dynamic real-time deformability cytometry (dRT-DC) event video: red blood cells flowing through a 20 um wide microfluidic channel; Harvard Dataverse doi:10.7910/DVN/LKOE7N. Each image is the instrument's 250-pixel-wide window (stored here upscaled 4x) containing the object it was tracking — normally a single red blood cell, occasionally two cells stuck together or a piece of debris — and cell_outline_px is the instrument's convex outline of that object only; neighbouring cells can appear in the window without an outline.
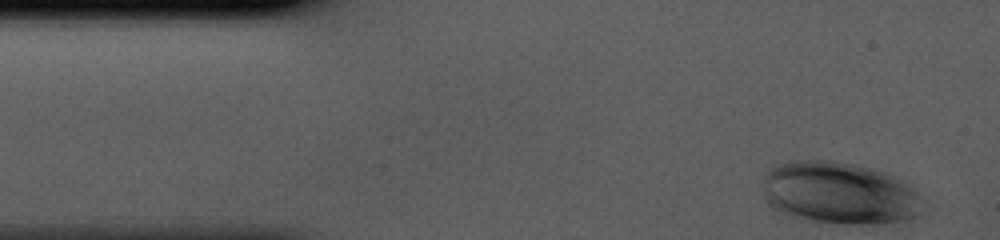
{"species": "human", "species_latin": "Homo sapiens", "temperature_condition": "cold", "stored_images_in_passage": 34, "camera_frame_rate_fps": 3000, "um_per_image_px": 0.085, "donor": {"sex": "male"}, "frame": {"image": 1, "passage_image": 1, "time_ms": 0.0, "image_size_px": [1000, 240], "cell_outline_px": [[920, 212], [916, 216], [904, 220], [880, 224], [844, 224], [812, 220], [792, 216], [780, 212], [772, 208], [768, 204], [764, 196], [764, 176], [768, 168], [776, 164], [788, 160], [832, 160], [856, 164], [884, 172], [900, 180], [912, 188], [916, 196]], "centroid_in_image_um": [71.25, 16.39], "position_along_channel_um": 13.8, "area_um2": 57.8}}
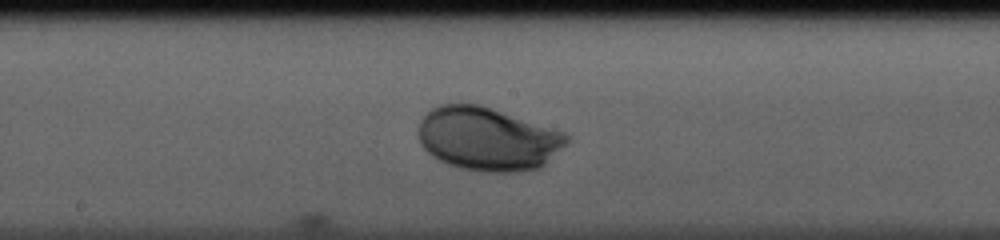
{"frame": {"image": 2, "passage_image": 20, "time_ms": 6.333, "image_size_px": [1000, 240], "cell_outline_px": [[572, 140], [568, 144], [540, 168], [516, 172], [488, 172], [460, 168], [448, 164], [432, 156], [420, 144], [416, 132], [420, 120], [432, 108], [440, 104], [480, 104], [564, 132]], "centroid_in_image_um": [41.45, 11.81], "position_along_channel_um": 206.8, "area_um2": 55.03}}
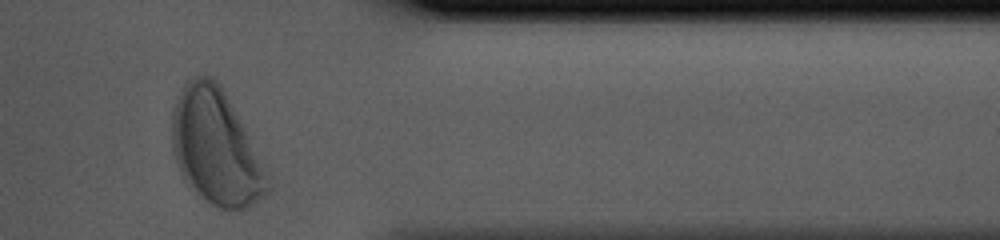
{"frame": {"image": 3, "passage_image": 34, "time_ms": 11.0, "image_size_px": [1000, 240], "cell_outline_px": [[272, 188], [264, 196], [248, 208], [220, 208], [212, 204], [200, 196], [188, 184], [180, 172], [176, 164], [172, 152], [172, 108], [180, 88], [192, 76], [204, 72], [212, 76], [220, 84], [268, 172]], "centroid_in_image_um": [18.32, 12.48], "position_along_channel_um": 393.1, "area_um2": 64.27}}